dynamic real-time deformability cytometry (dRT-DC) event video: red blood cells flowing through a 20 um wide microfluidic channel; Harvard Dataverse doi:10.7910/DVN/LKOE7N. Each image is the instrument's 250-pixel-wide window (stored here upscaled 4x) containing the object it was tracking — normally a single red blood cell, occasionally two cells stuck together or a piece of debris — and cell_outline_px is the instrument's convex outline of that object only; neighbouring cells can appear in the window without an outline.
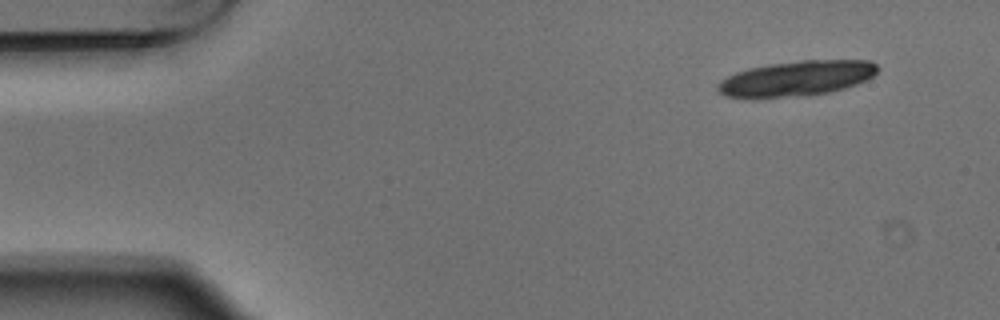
{"species": "Egyptian fruit bat (a non-hibernating species)", "species_latin": "Rousettus aegyptiacus", "temperature_condition": "warm", "stored_images_in_passage": 6, "camera_frame_rate_fps": 3000, "um_per_image_px": 0.085, "animal": {"sex": "male"}, "frame": {"image": 1, "passage_image": 6, "time_ms": 1.667, "image_size_px": [1000, 320], "cell_outline_px": [[880, 68], [872, 76], [856, 84], [844, 88], [828, 92], [808, 96], [756, 100], [752, 100], [724, 96], [716, 88], [716, 84], [720, 80], [736, 72], [748, 68], [768, 64], [800, 60], [872, 60]], "centroid_in_image_um": [67.62, 6.7], "position_along_channel_um": 17.4, "area_um2": 33.7}}